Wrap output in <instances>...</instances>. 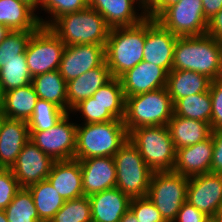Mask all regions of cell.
Returning a JSON list of instances; mask_svg holds the SVG:
<instances>
[{
	"label": "cell",
	"instance_id": "cell-1",
	"mask_svg": "<svg viewBox=\"0 0 222 222\" xmlns=\"http://www.w3.org/2000/svg\"><path fill=\"white\" fill-rule=\"evenodd\" d=\"M222 41L208 36L178 37L172 70H190L208 77L218 78Z\"/></svg>",
	"mask_w": 222,
	"mask_h": 222
},
{
	"label": "cell",
	"instance_id": "cell-2",
	"mask_svg": "<svg viewBox=\"0 0 222 222\" xmlns=\"http://www.w3.org/2000/svg\"><path fill=\"white\" fill-rule=\"evenodd\" d=\"M129 140L123 120L77 124L76 160L113 157Z\"/></svg>",
	"mask_w": 222,
	"mask_h": 222
},
{
	"label": "cell",
	"instance_id": "cell-3",
	"mask_svg": "<svg viewBox=\"0 0 222 222\" xmlns=\"http://www.w3.org/2000/svg\"><path fill=\"white\" fill-rule=\"evenodd\" d=\"M145 39L146 18L134 26L110 29L105 57L112 77L120 78L143 61Z\"/></svg>",
	"mask_w": 222,
	"mask_h": 222
},
{
	"label": "cell",
	"instance_id": "cell-4",
	"mask_svg": "<svg viewBox=\"0 0 222 222\" xmlns=\"http://www.w3.org/2000/svg\"><path fill=\"white\" fill-rule=\"evenodd\" d=\"M49 28L65 46L75 44L106 45L111 29L104 17L89 7L59 17Z\"/></svg>",
	"mask_w": 222,
	"mask_h": 222
},
{
	"label": "cell",
	"instance_id": "cell-5",
	"mask_svg": "<svg viewBox=\"0 0 222 222\" xmlns=\"http://www.w3.org/2000/svg\"><path fill=\"white\" fill-rule=\"evenodd\" d=\"M174 114L166 87L126 97L124 125L128 133L144 126H166Z\"/></svg>",
	"mask_w": 222,
	"mask_h": 222
},
{
	"label": "cell",
	"instance_id": "cell-6",
	"mask_svg": "<svg viewBox=\"0 0 222 222\" xmlns=\"http://www.w3.org/2000/svg\"><path fill=\"white\" fill-rule=\"evenodd\" d=\"M129 141L153 172L173 170L176 149L167 125L135 128L129 132Z\"/></svg>",
	"mask_w": 222,
	"mask_h": 222
},
{
	"label": "cell",
	"instance_id": "cell-7",
	"mask_svg": "<svg viewBox=\"0 0 222 222\" xmlns=\"http://www.w3.org/2000/svg\"><path fill=\"white\" fill-rule=\"evenodd\" d=\"M116 167V187L132 198L148 194L153 171L139 150L128 140L113 156Z\"/></svg>",
	"mask_w": 222,
	"mask_h": 222
},
{
	"label": "cell",
	"instance_id": "cell-8",
	"mask_svg": "<svg viewBox=\"0 0 222 222\" xmlns=\"http://www.w3.org/2000/svg\"><path fill=\"white\" fill-rule=\"evenodd\" d=\"M189 177L173 171L153 172L147 197L160 211L165 222H173L186 202Z\"/></svg>",
	"mask_w": 222,
	"mask_h": 222
},
{
	"label": "cell",
	"instance_id": "cell-9",
	"mask_svg": "<svg viewBox=\"0 0 222 222\" xmlns=\"http://www.w3.org/2000/svg\"><path fill=\"white\" fill-rule=\"evenodd\" d=\"M65 44L49 28L40 26L31 36L26 52V62L32 78L59 70Z\"/></svg>",
	"mask_w": 222,
	"mask_h": 222
},
{
	"label": "cell",
	"instance_id": "cell-10",
	"mask_svg": "<svg viewBox=\"0 0 222 222\" xmlns=\"http://www.w3.org/2000/svg\"><path fill=\"white\" fill-rule=\"evenodd\" d=\"M156 20L177 37L201 36L207 32L202 0H180Z\"/></svg>",
	"mask_w": 222,
	"mask_h": 222
},
{
	"label": "cell",
	"instance_id": "cell-11",
	"mask_svg": "<svg viewBox=\"0 0 222 222\" xmlns=\"http://www.w3.org/2000/svg\"><path fill=\"white\" fill-rule=\"evenodd\" d=\"M70 112L47 131H29L30 141L54 161L75 157L77 123L70 122Z\"/></svg>",
	"mask_w": 222,
	"mask_h": 222
},
{
	"label": "cell",
	"instance_id": "cell-12",
	"mask_svg": "<svg viewBox=\"0 0 222 222\" xmlns=\"http://www.w3.org/2000/svg\"><path fill=\"white\" fill-rule=\"evenodd\" d=\"M106 61L105 45L75 44L64 47L59 66L60 75L66 82L99 67Z\"/></svg>",
	"mask_w": 222,
	"mask_h": 222
},
{
	"label": "cell",
	"instance_id": "cell-13",
	"mask_svg": "<svg viewBox=\"0 0 222 222\" xmlns=\"http://www.w3.org/2000/svg\"><path fill=\"white\" fill-rule=\"evenodd\" d=\"M186 201L209 218L222 206V174L189 177Z\"/></svg>",
	"mask_w": 222,
	"mask_h": 222
},
{
	"label": "cell",
	"instance_id": "cell-14",
	"mask_svg": "<svg viewBox=\"0 0 222 222\" xmlns=\"http://www.w3.org/2000/svg\"><path fill=\"white\" fill-rule=\"evenodd\" d=\"M54 160L30 140L24 145L10 169L21 188L46 180Z\"/></svg>",
	"mask_w": 222,
	"mask_h": 222
},
{
	"label": "cell",
	"instance_id": "cell-15",
	"mask_svg": "<svg viewBox=\"0 0 222 222\" xmlns=\"http://www.w3.org/2000/svg\"><path fill=\"white\" fill-rule=\"evenodd\" d=\"M177 38L157 20L147 17L143 61L160 66L168 73L172 71Z\"/></svg>",
	"mask_w": 222,
	"mask_h": 222
},
{
	"label": "cell",
	"instance_id": "cell-16",
	"mask_svg": "<svg viewBox=\"0 0 222 222\" xmlns=\"http://www.w3.org/2000/svg\"><path fill=\"white\" fill-rule=\"evenodd\" d=\"M88 7L102 15L111 29L134 26L147 18L137 0H88Z\"/></svg>",
	"mask_w": 222,
	"mask_h": 222
},
{
	"label": "cell",
	"instance_id": "cell-17",
	"mask_svg": "<svg viewBox=\"0 0 222 222\" xmlns=\"http://www.w3.org/2000/svg\"><path fill=\"white\" fill-rule=\"evenodd\" d=\"M168 72L155 64L141 61L120 77L125 98L154 91L167 85Z\"/></svg>",
	"mask_w": 222,
	"mask_h": 222
},
{
	"label": "cell",
	"instance_id": "cell-18",
	"mask_svg": "<svg viewBox=\"0 0 222 222\" xmlns=\"http://www.w3.org/2000/svg\"><path fill=\"white\" fill-rule=\"evenodd\" d=\"M79 161L84 196L89 197L116 187L117 175L113 157H93Z\"/></svg>",
	"mask_w": 222,
	"mask_h": 222
},
{
	"label": "cell",
	"instance_id": "cell-19",
	"mask_svg": "<svg viewBox=\"0 0 222 222\" xmlns=\"http://www.w3.org/2000/svg\"><path fill=\"white\" fill-rule=\"evenodd\" d=\"M213 149L212 134L195 145L177 149L172 171L187 177L211 173Z\"/></svg>",
	"mask_w": 222,
	"mask_h": 222
},
{
	"label": "cell",
	"instance_id": "cell-20",
	"mask_svg": "<svg viewBox=\"0 0 222 222\" xmlns=\"http://www.w3.org/2000/svg\"><path fill=\"white\" fill-rule=\"evenodd\" d=\"M30 140L26 121L2 117L0 121V163L11 169L24 145Z\"/></svg>",
	"mask_w": 222,
	"mask_h": 222
},
{
	"label": "cell",
	"instance_id": "cell-21",
	"mask_svg": "<svg viewBox=\"0 0 222 222\" xmlns=\"http://www.w3.org/2000/svg\"><path fill=\"white\" fill-rule=\"evenodd\" d=\"M47 180L64 201L84 196L79 160L54 161Z\"/></svg>",
	"mask_w": 222,
	"mask_h": 222
},
{
	"label": "cell",
	"instance_id": "cell-22",
	"mask_svg": "<svg viewBox=\"0 0 222 222\" xmlns=\"http://www.w3.org/2000/svg\"><path fill=\"white\" fill-rule=\"evenodd\" d=\"M92 222H119L130 208L131 198L117 187L89 196Z\"/></svg>",
	"mask_w": 222,
	"mask_h": 222
},
{
	"label": "cell",
	"instance_id": "cell-23",
	"mask_svg": "<svg viewBox=\"0 0 222 222\" xmlns=\"http://www.w3.org/2000/svg\"><path fill=\"white\" fill-rule=\"evenodd\" d=\"M106 61L79 77L67 82V113L81 101L91 97L100 87L112 79Z\"/></svg>",
	"mask_w": 222,
	"mask_h": 222
},
{
	"label": "cell",
	"instance_id": "cell-24",
	"mask_svg": "<svg viewBox=\"0 0 222 222\" xmlns=\"http://www.w3.org/2000/svg\"><path fill=\"white\" fill-rule=\"evenodd\" d=\"M175 149L195 145L211 135V127L207 122L176 116L167 124Z\"/></svg>",
	"mask_w": 222,
	"mask_h": 222
},
{
	"label": "cell",
	"instance_id": "cell-25",
	"mask_svg": "<svg viewBox=\"0 0 222 222\" xmlns=\"http://www.w3.org/2000/svg\"><path fill=\"white\" fill-rule=\"evenodd\" d=\"M211 80L200 73L190 70H172L168 73L167 91L173 104L186 96L206 92Z\"/></svg>",
	"mask_w": 222,
	"mask_h": 222
},
{
	"label": "cell",
	"instance_id": "cell-26",
	"mask_svg": "<svg viewBox=\"0 0 222 222\" xmlns=\"http://www.w3.org/2000/svg\"><path fill=\"white\" fill-rule=\"evenodd\" d=\"M35 11L19 0H0V24L11 31H36L40 26Z\"/></svg>",
	"mask_w": 222,
	"mask_h": 222
},
{
	"label": "cell",
	"instance_id": "cell-27",
	"mask_svg": "<svg viewBox=\"0 0 222 222\" xmlns=\"http://www.w3.org/2000/svg\"><path fill=\"white\" fill-rule=\"evenodd\" d=\"M33 85L12 89L5 93L2 115L7 118L28 121L38 100Z\"/></svg>",
	"mask_w": 222,
	"mask_h": 222
},
{
	"label": "cell",
	"instance_id": "cell-28",
	"mask_svg": "<svg viewBox=\"0 0 222 222\" xmlns=\"http://www.w3.org/2000/svg\"><path fill=\"white\" fill-rule=\"evenodd\" d=\"M31 84L39 99L52 102L67 112V82L59 70L36 75Z\"/></svg>",
	"mask_w": 222,
	"mask_h": 222
},
{
	"label": "cell",
	"instance_id": "cell-29",
	"mask_svg": "<svg viewBox=\"0 0 222 222\" xmlns=\"http://www.w3.org/2000/svg\"><path fill=\"white\" fill-rule=\"evenodd\" d=\"M27 189L33 197L39 219L50 222L65 201L47 179L30 185Z\"/></svg>",
	"mask_w": 222,
	"mask_h": 222
},
{
	"label": "cell",
	"instance_id": "cell-30",
	"mask_svg": "<svg viewBox=\"0 0 222 222\" xmlns=\"http://www.w3.org/2000/svg\"><path fill=\"white\" fill-rule=\"evenodd\" d=\"M174 114L193 120H201L210 124L212 99L209 90L178 99L174 104Z\"/></svg>",
	"mask_w": 222,
	"mask_h": 222
},
{
	"label": "cell",
	"instance_id": "cell-31",
	"mask_svg": "<svg viewBox=\"0 0 222 222\" xmlns=\"http://www.w3.org/2000/svg\"><path fill=\"white\" fill-rule=\"evenodd\" d=\"M92 98L118 120L125 116L126 98L122 89L120 78H112L105 85L100 87Z\"/></svg>",
	"mask_w": 222,
	"mask_h": 222
},
{
	"label": "cell",
	"instance_id": "cell-32",
	"mask_svg": "<svg viewBox=\"0 0 222 222\" xmlns=\"http://www.w3.org/2000/svg\"><path fill=\"white\" fill-rule=\"evenodd\" d=\"M4 211L8 222H42L27 188H21Z\"/></svg>",
	"mask_w": 222,
	"mask_h": 222
},
{
	"label": "cell",
	"instance_id": "cell-33",
	"mask_svg": "<svg viewBox=\"0 0 222 222\" xmlns=\"http://www.w3.org/2000/svg\"><path fill=\"white\" fill-rule=\"evenodd\" d=\"M67 112L52 102L38 99L34 112L27 121L29 131H47L54 127Z\"/></svg>",
	"mask_w": 222,
	"mask_h": 222
},
{
	"label": "cell",
	"instance_id": "cell-34",
	"mask_svg": "<svg viewBox=\"0 0 222 222\" xmlns=\"http://www.w3.org/2000/svg\"><path fill=\"white\" fill-rule=\"evenodd\" d=\"M35 31L14 30L0 43V68L11 60H26L28 42Z\"/></svg>",
	"mask_w": 222,
	"mask_h": 222
},
{
	"label": "cell",
	"instance_id": "cell-35",
	"mask_svg": "<svg viewBox=\"0 0 222 222\" xmlns=\"http://www.w3.org/2000/svg\"><path fill=\"white\" fill-rule=\"evenodd\" d=\"M32 76L29 73L26 60H11L0 68V83L5 92L30 84Z\"/></svg>",
	"mask_w": 222,
	"mask_h": 222
},
{
	"label": "cell",
	"instance_id": "cell-36",
	"mask_svg": "<svg viewBox=\"0 0 222 222\" xmlns=\"http://www.w3.org/2000/svg\"><path fill=\"white\" fill-rule=\"evenodd\" d=\"M50 222H92L89 197L81 196L65 201Z\"/></svg>",
	"mask_w": 222,
	"mask_h": 222
},
{
	"label": "cell",
	"instance_id": "cell-37",
	"mask_svg": "<svg viewBox=\"0 0 222 222\" xmlns=\"http://www.w3.org/2000/svg\"><path fill=\"white\" fill-rule=\"evenodd\" d=\"M87 7L88 0H46L40 9L50 14V17L48 19L39 17L38 19L41 26L50 27L59 17L82 11Z\"/></svg>",
	"mask_w": 222,
	"mask_h": 222
},
{
	"label": "cell",
	"instance_id": "cell-38",
	"mask_svg": "<svg viewBox=\"0 0 222 222\" xmlns=\"http://www.w3.org/2000/svg\"><path fill=\"white\" fill-rule=\"evenodd\" d=\"M73 112L81 113L80 116H82L84 121L81 122V124L101 123L115 120L105 107L95 101L92 96L77 104L70 113L74 114Z\"/></svg>",
	"mask_w": 222,
	"mask_h": 222
},
{
	"label": "cell",
	"instance_id": "cell-39",
	"mask_svg": "<svg viewBox=\"0 0 222 222\" xmlns=\"http://www.w3.org/2000/svg\"><path fill=\"white\" fill-rule=\"evenodd\" d=\"M130 209L140 222H165L160 211L147 196L132 198Z\"/></svg>",
	"mask_w": 222,
	"mask_h": 222
},
{
	"label": "cell",
	"instance_id": "cell-40",
	"mask_svg": "<svg viewBox=\"0 0 222 222\" xmlns=\"http://www.w3.org/2000/svg\"><path fill=\"white\" fill-rule=\"evenodd\" d=\"M21 189L17 179L10 169L0 174V210H4Z\"/></svg>",
	"mask_w": 222,
	"mask_h": 222
},
{
	"label": "cell",
	"instance_id": "cell-41",
	"mask_svg": "<svg viewBox=\"0 0 222 222\" xmlns=\"http://www.w3.org/2000/svg\"><path fill=\"white\" fill-rule=\"evenodd\" d=\"M209 92L212 99L211 130H222V80L211 81Z\"/></svg>",
	"mask_w": 222,
	"mask_h": 222
},
{
	"label": "cell",
	"instance_id": "cell-42",
	"mask_svg": "<svg viewBox=\"0 0 222 222\" xmlns=\"http://www.w3.org/2000/svg\"><path fill=\"white\" fill-rule=\"evenodd\" d=\"M208 218L207 215L186 201L182 204L173 222H205Z\"/></svg>",
	"mask_w": 222,
	"mask_h": 222
},
{
	"label": "cell",
	"instance_id": "cell-43",
	"mask_svg": "<svg viewBox=\"0 0 222 222\" xmlns=\"http://www.w3.org/2000/svg\"><path fill=\"white\" fill-rule=\"evenodd\" d=\"M211 134L214 145L211 173L222 174V130L212 131Z\"/></svg>",
	"mask_w": 222,
	"mask_h": 222
},
{
	"label": "cell",
	"instance_id": "cell-44",
	"mask_svg": "<svg viewBox=\"0 0 222 222\" xmlns=\"http://www.w3.org/2000/svg\"><path fill=\"white\" fill-rule=\"evenodd\" d=\"M180 0H151L145 7L148 18L157 19L168 7L177 4Z\"/></svg>",
	"mask_w": 222,
	"mask_h": 222
},
{
	"label": "cell",
	"instance_id": "cell-45",
	"mask_svg": "<svg viewBox=\"0 0 222 222\" xmlns=\"http://www.w3.org/2000/svg\"><path fill=\"white\" fill-rule=\"evenodd\" d=\"M206 34L216 40L222 41V9L208 20Z\"/></svg>",
	"mask_w": 222,
	"mask_h": 222
},
{
	"label": "cell",
	"instance_id": "cell-46",
	"mask_svg": "<svg viewBox=\"0 0 222 222\" xmlns=\"http://www.w3.org/2000/svg\"><path fill=\"white\" fill-rule=\"evenodd\" d=\"M204 17L210 20L222 9V0H202Z\"/></svg>",
	"mask_w": 222,
	"mask_h": 222
},
{
	"label": "cell",
	"instance_id": "cell-47",
	"mask_svg": "<svg viewBox=\"0 0 222 222\" xmlns=\"http://www.w3.org/2000/svg\"><path fill=\"white\" fill-rule=\"evenodd\" d=\"M119 222H140V221H138L133 211L129 208L125 212V214L121 217Z\"/></svg>",
	"mask_w": 222,
	"mask_h": 222
},
{
	"label": "cell",
	"instance_id": "cell-48",
	"mask_svg": "<svg viewBox=\"0 0 222 222\" xmlns=\"http://www.w3.org/2000/svg\"><path fill=\"white\" fill-rule=\"evenodd\" d=\"M10 29L3 24H0V43L6 38L10 33Z\"/></svg>",
	"mask_w": 222,
	"mask_h": 222
},
{
	"label": "cell",
	"instance_id": "cell-49",
	"mask_svg": "<svg viewBox=\"0 0 222 222\" xmlns=\"http://www.w3.org/2000/svg\"><path fill=\"white\" fill-rule=\"evenodd\" d=\"M31 7L35 12L38 10V0H19Z\"/></svg>",
	"mask_w": 222,
	"mask_h": 222
},
{
	"label": "cell",
	"instance_id": "cell-50",
	"mask_svg": "<svg viewBox=\"0 0 222 222\" xmlns=\"http://www.w3.org/2000/svg\"><path fill=\"white\" fill-rule=\"evenodd\" d=\"M5 90L4 87L0 83V112H2L5 102Z\"/></svg>",
	"mask_w": 222,
	"mask_h": 222
},
{
	"label": "cell",
	"instance_id": "cell-51",
	"mask_svg": "<svg viewBox=\"0 0 222 222\" xmlns=\"http://www.w3.org/2000/svg\"><path fill=\"white\" fill-rule=\"evenodd\" d=\"M213 219L216 222H222V206L216 211Z\"/></svg>",
	"mask_w": 222,
	"mask_h": 222
},
{
	"label": "cell",
	"instance_id": "cell-52",
	"mask_svg": "<svg viewBox=\"0 0 222 222\" xmlns=\"http://www.w3.org/2000/svg\"><path fill=\"white\" fill-rule=\"evenodd\" d=\"M218 79L222 80V47H221V53H220V66H219V72H218Z\"/></svg>",
	"mask_w": 222,
	"mask_h": 222
},
{
	"label": "cell",
	"instance_id": "cell-53",
	"mask_svg": "<svg viewBox=\"0 0 222 222\" xmlns=\"http://www.w3.org/2000/svg\"><path fill=\"white\" fill-rule=\"evenodd\" d=\"M0 222H8V219L4 210H0Z\"/></svg>",
	"mask_w": 222,
	"mask_h": 222
},
{
	"label": "cell",
	"instance_id": "cell-54",
	"mask_svg": "<svg viewBox=\"0 0 222 222\" xmlns=\"http://www.w3.org/2000/svg\"><path fill=\"white\" fill-rule=\"evenodd\" d=\"M151 0H139V3L141 6H143L144 8L146 7V5L150 2Z\"/></svg>",
	"mask_w": 222,
	"mask_h": 222
},
{
	"label": "cell",
	"instance_id": "cell-55",
	"mask_svg": "<svg viewBox=\"0 0 222 222\" xmlns=\"http://www.w3.org/2000/svg\"><path fill=\"white\" fill-rule=\"evenodd\" d=\"M46 0H38V10L41 7V5L45 2Z\"/></svg>",
	"mask_w": 222,
	"mask_h": 222
},
{
	"label": "cell",
	"instance_id": "cell-56",
	"mask_svg": "<svg viewBox=\"0 0 222 222\" xmlns=\"http://www.w3.org/2000/svg\"><path fill=\"white\" fill-rule=\"evenodd\" d=\"M5 170V167L0 163V174Z\"/></svg>",
	"mask_w": 222,
	"mask_h": 222
},
{
	"label": "cell",
	"instance_id": "cell-57",
	"mask_svg": "<svg viewBox=\"0 0 222 222\" xmlns=\"http://www.w3.org/2000/svg\"><path fill=\"white\" fill-rule=\"evenodd\" d=\"M205 222H216L213 218H208Z\"/></svg>",
	"mask_w": 222,
	"mask_h": 222
},
{
	"label": "cell",
	"instance_id": "cell-58",
	"mask_svg": "<svg viewBox=\"0 0 222 222\" xmlns=\"http://www.w3.org/2000/svg\"><path fill=\"white\" fill-rule=\"evenodd\" d=\"M2 117H3V115H2V113L0 112V121H1Z\"/></svg>",
	"mask_w": 222,
	"mask_h": 222
}]
</instances>
